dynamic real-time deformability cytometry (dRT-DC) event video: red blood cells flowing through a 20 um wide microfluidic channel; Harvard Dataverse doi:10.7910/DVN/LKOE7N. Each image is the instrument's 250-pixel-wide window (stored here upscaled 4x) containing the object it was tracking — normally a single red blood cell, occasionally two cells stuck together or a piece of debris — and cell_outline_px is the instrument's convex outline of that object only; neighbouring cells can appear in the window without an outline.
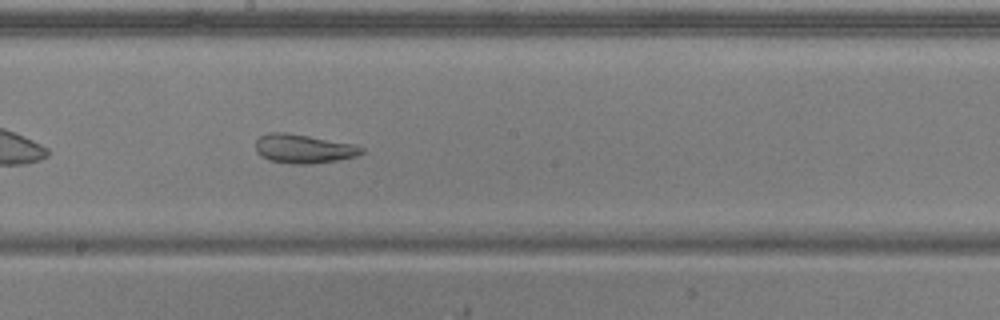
{"species": "common noctule bat (a hibernating species)", "species_latin": "Nyctalus noctula", "temperature_condition": "warm", "stored_images_in_passage": 37, "camera_frame_rate_fps": 3000, "um_per_image_px": 0.085, "animal": {"sex": "male", "body_mass_g": 20.5, "forearm_length_mm": 52.5}, "frame": {"image": 1, "passage_image": 15, "time_ms": 4.667, "image_size_px": [1000, 320], "cell_outline_px": [[364, 152], [356, 156], [340, 160], [312, 164], [292, 164], [268, 160], [260, 156], [256, 152], [256, 140], [260, 136], [268, 132], [284, 132], [356, 144], [364, 148]], "centroid_in_image_um": [25.8, 12.65], "position_along_channel_um": 222.4, "area_um2": 18.09}}
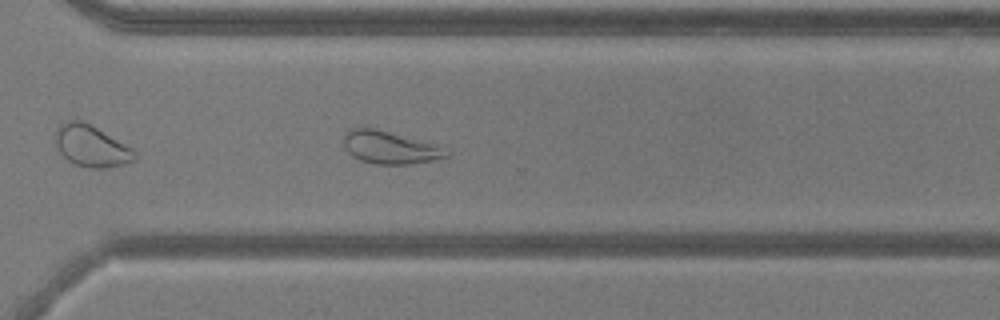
{"frame": {"image": 2, "passage_image": 24, "time_ms": 7.667, "image_size_px": [1000, 320], "cell_outline_px": [[452, 156], [432, 160], [408, 164], [376, 164], [360, 160], [352, 156], [344, 148], [344, 132], [352, 128], [376, 128], [440, 144], [452, 152]], "centroid_in_image_um": [33.21, 12.52], "position_along_channel_um": 337.4, "area_um2": 20.06}}
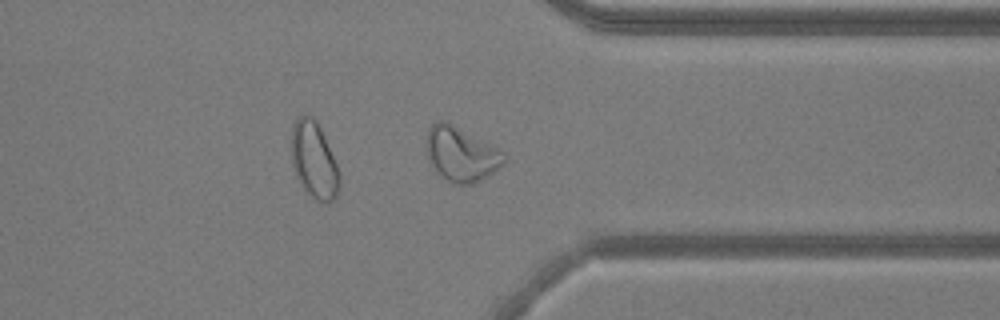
{"frame": {"image": 3, "passage_image": 27, "time_ms": 8.667, "image_size_px": [1000, 320], "cell_outline_px": [[508, 160], [500, 168], [488, 176], [472, 184], [456, 184], [440, 176], [436, 172], [428, 160], [428, 128], [436, 120], [444, 120], [452, 124], [496, 148]], "centroid_in_image_um": [39.19, 13.12], "position_along_channel_um": 372.2, "area_um2": 24.16}, "authors_computed_cell_mechanics": {"area_um2": 19.941, "velocity_mm_per_s": 3.8543, "shape_relaxation_time_tau1_ms": null, "shape_relaxation_time_tau2_ms": 2.7983, "deformation_change_tau1": null, "deformation_change_tau2": 0.1119}}